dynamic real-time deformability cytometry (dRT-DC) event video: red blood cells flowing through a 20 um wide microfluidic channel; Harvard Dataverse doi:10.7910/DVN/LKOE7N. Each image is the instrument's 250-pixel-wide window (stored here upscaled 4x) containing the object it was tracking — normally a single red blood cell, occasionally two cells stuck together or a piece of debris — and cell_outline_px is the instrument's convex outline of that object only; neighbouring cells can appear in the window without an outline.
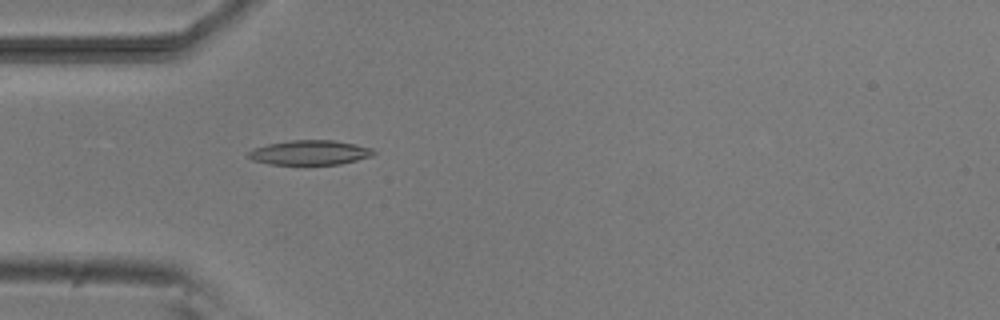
{"species": "common noctule bat (a hibernating species)", "species_latin": "Nyctalus noctula", "temperature_condition": "room temperature", "stored_images_in_passage": 3, "camera_frame_rate_fps": 3000, "um_per_image_px": 0.085, "animal": {"sex": "male", "body_mass_g": 20.5, "forearm_length_mm": 52.5}, "frame": {"image": 1, "passage_image": 3, "time_ms": 2.667, "image_size_px": [1000, 320], "cell_outline_px": [[376, 152], [372, 156], [340, 164], [268, 164], [252, 160], [248, 156], [248, 152], [256, 148], [268, 144], [288, 140], [332, 140], [356, 144], [372, 148]], "centroid_in_image_um": [26.35, 12.96], "position_along_channel_um": 58.6, "area_um2": 17.86}}